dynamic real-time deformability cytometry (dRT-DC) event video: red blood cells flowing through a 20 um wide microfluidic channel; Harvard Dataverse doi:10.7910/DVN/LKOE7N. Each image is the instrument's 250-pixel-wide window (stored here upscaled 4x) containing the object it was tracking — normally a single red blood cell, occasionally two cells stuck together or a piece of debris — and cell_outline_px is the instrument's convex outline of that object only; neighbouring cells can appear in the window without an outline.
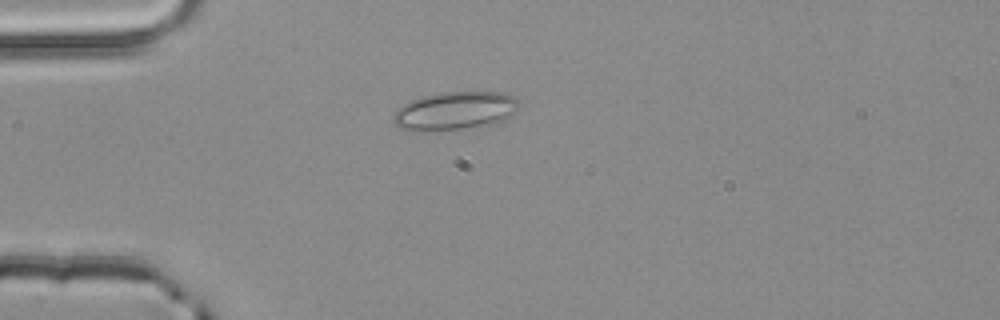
{"species": "common noctule bat (a hibernating species)", "species_latin": "Nyctalus noctula", "temperature_condition": "room temperature", "stored_images_in_passage": 1, "camera_frame_rate_fps": 3000, "um_per_image_px": 0.085, "animal": {"sex": "male", "body_mass_g": 20.4}, "frame": {"image": 1, "passage_image": 1, "time_ms": 0.0, "image_size_px": [1000, 320], "cell_outline_px": [[520, 104], [516, 112], [500, 124], [420, 132], [408, 132], [400, 128], [392, 120], [392, 116], [404, 104], [412, 100], [424, 96], [444, 92], [504, 92], [516, 96], [520, 100]], "centroid_in_image_um": [38.73, 9.43], "position_along_channel_um": 46.3, "area_um2": 28.5}}